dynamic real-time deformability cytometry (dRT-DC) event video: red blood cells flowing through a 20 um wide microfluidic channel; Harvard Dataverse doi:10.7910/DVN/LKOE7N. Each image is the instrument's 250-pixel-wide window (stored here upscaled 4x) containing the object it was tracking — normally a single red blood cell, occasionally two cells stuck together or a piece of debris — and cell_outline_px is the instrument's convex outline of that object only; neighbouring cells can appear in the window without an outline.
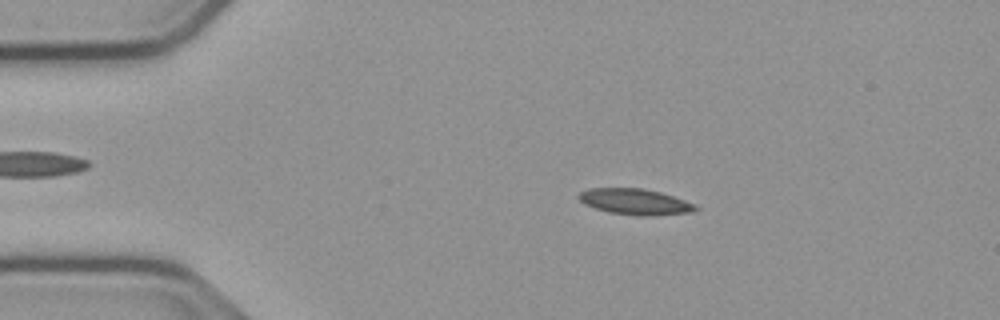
{"species": "common noctule bat (a hibernating species)", "species_latin": "Nyctalus noctula", "temperature_condition": "cold", "stored_images_in_passage": 53, "camera_frame_rate_fps": 3000, "um_per_image_px": 0.085, "animal": {"sex": "male", "body_mass_g": 23.1, "forearm_length_mm": 52.7}, "frame": {"image": 1, "passage_image": 9, "time_ms": 2.667, "image_size_px": [1000, 320], "cell_outline_px": [[700, 208], [696, 212], [652, 216], [636, 216], [608, 212], [584, 204], [576, 196], [580, 192], [588, 188], [644, 188], [660, 192], [684, 200]], "centroid_in_image_um": [53.98, 17.15], "position_along_channel_um": 31.0, "area_um2": 17.8}}
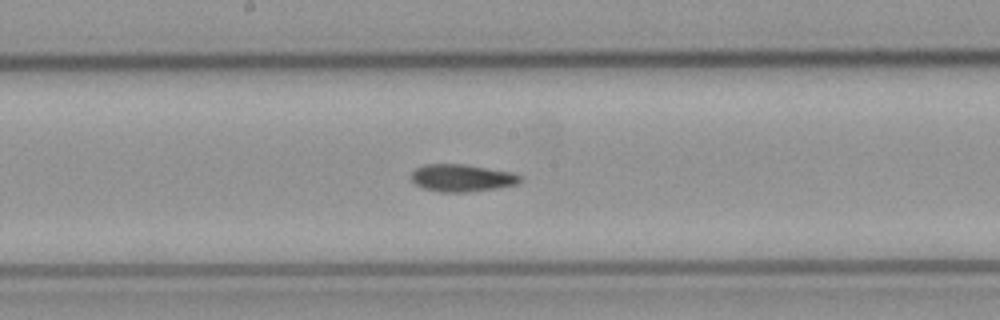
{"frame": {"image": 2, "passage_image": 27, "time_ms": 8.667, "image_size_px": [1000, 320], "cell_outline_px": [[520, 180], [516, 184], [500, 188], [468, 192], [440, 192], [424, 188], [416, 184], [412, 180], [412, 172], [416, 168], [424, 164], [464, 164], [512, 172], [520, 176]], "centroid_in_image_um": [39.26, 15.12], "position_along_channel_um": 208.9, "area_um2": 17.28}}
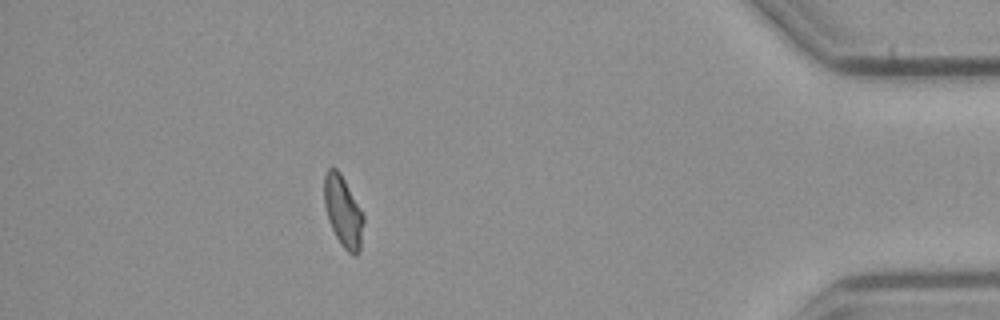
{"frame": {"image": 3, "passage_image": 47, "time_ms": 15.333, "image_size_px": [1000, 320], "cell_outline_px": [[364, 224], [360, 252], [356, 256], [352, 256], [340, 244], [328, 220], [324, 204], [324, 176], [328, 168], [336, 168], [340, 172], [360, 208], [364, 216]], "centroid_in_image_um": [29.17, 18.02], "position_along_channel_um": 406.0, "area_um2": 16.36}, "authors_computed_cell_mechanics": {"area_um2": 16.8198, "velocity_mm_per_s": 3.7518, "shape_relaxation_time_tau1_ms": 9.6539, "shape_relaxation_time_tau2_ms": 4.3328, "deformation_change_tau1": 0.1876, "deformation_change_tau2": 0.0932}}